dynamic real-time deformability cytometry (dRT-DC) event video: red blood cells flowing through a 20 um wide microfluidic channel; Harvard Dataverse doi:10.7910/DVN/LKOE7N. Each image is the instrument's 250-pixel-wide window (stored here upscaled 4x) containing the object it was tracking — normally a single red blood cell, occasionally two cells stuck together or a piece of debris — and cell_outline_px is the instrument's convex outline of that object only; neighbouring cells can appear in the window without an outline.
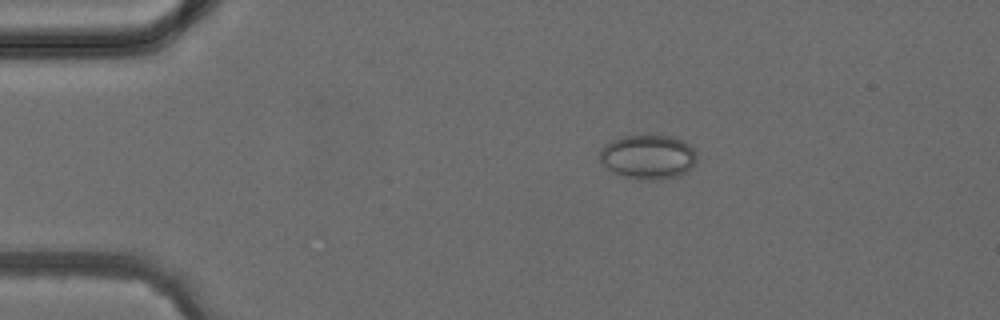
{"species": "common noctule bat (a hibernating species)", "species_latin": "Nyctalus noctula", "temperature_condition": "cold", "stored_images_in_passage": 1, "camera_frame_rate_fps": 3000, "um_per_image_px": 0.085, "animal": {"sex": "female", "body_mass_g": 24.6, "forearm_length_mm": 56.2}, "frame": {"image": 1, "passage_image": 1, "time_ms": 0.0, "image_size_px": [1000, 320], "cell_outline_px": [[696, 160], [692, 168], [688, 172], [680, 176], [656, 180], [640, 180], [620, 176], [608, 168], [600, 160], [600, 148], [612, 140], [624, 136], [644, 132], [672, 136], [688, 144], [696, 152]], "centroid_in_image_um": [55.09, 13.31], "position_along_channel_um": 29.9, "area_um2": 25.84}}